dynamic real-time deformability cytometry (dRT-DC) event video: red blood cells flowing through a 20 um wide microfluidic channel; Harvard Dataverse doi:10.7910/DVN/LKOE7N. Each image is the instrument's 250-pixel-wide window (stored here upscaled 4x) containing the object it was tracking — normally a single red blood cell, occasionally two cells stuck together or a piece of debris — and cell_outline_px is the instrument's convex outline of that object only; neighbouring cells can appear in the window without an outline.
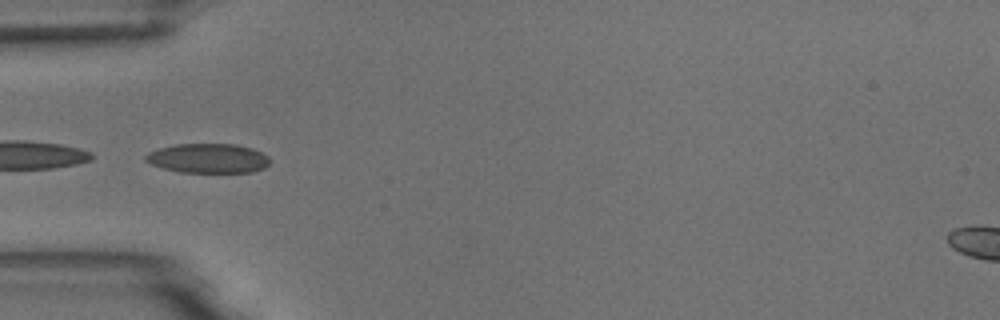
{"species": "common noctule bat (a hibernating species)", "species_latin": "Nyctalus noctula", "temperature_condition": "room temperature", "stored_images_in_passage": 8, "camera_frame_rate_fps": 3000, "um_per_image_px": 0.085, "animal": {"sex": "male", "body_mass_g": 18.8}, "frame": {"image": 1, "passage_image": 6, "time_ms": 5.667, "image_size_px": [1000, 320], "cell_outline_px": [[268, 164], [264, 168], [252, 172], [180, 172], [164, 168], [152, 164], [144, 160], [144, 156], [148, 152], [160, 148], [176, 144], [236, 144], [252, 148], [268, 156]], "centroid_in_image_um": [17.68, 13.45], "position_along_channel_um": 67.3, "area_um2": 21.21}}